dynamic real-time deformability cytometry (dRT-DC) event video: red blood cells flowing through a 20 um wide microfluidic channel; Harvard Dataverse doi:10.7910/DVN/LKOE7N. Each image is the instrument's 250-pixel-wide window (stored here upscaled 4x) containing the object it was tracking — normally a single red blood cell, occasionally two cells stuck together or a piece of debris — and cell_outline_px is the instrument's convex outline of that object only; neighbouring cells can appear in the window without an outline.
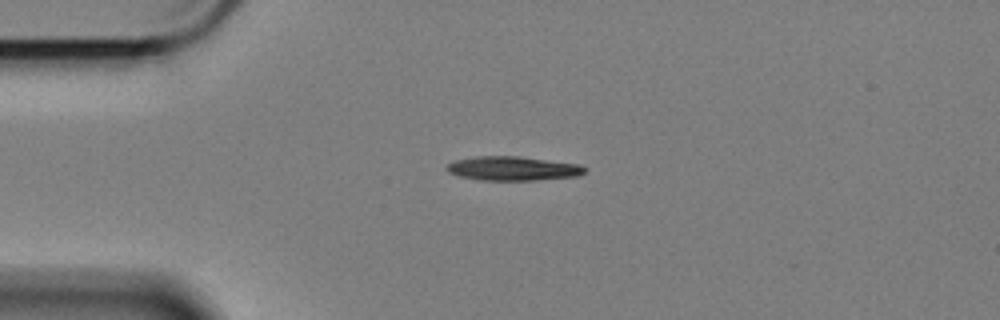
{"species": "Egyptian fruit bat (a non-hibernating species)", "species_latin": "Rousettus aegyptiacus", "temperature_condition": "cold", "stored_images_in_passage": 46, "camera_frame_rate_fps": 3000, "um_per_image_px": 0.085, "animal": {"sex": "female"}, "frame": {"image": 1, "passage_image": 1, "time_ms": 0.0, "image_size_px": [1000, 320], "cell_outline_px": [[588, 168], [580, 176], [536, 180], [480, 180], [460, 176], [448, 172], [444, 168], [448, 164], [456, 160], [476, 156], [516, 156], [580, 164]], "centroid_in_image_um": [43.61, 14.32], "position_along_channel_um": 41.4, "area_um2": 19.42}}
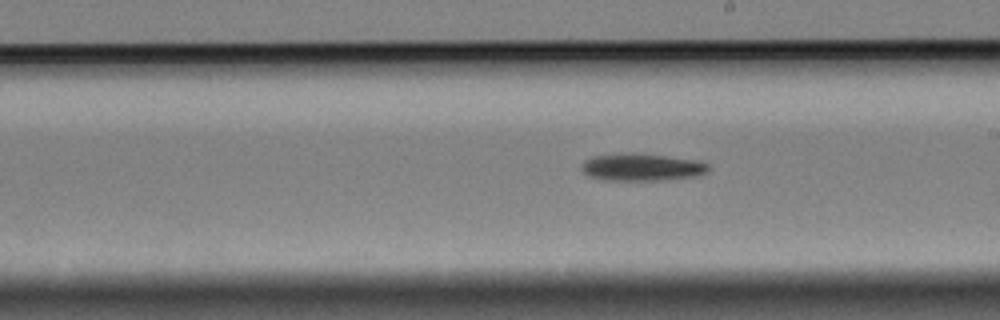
{"frame": {"image": 2, "passage_image": 20, "time_ms": 6.333, "image_size_px": [1000, 320], "cell_outline_px": [[708, 172], [696, 176], [672, 180], [604, 180], [588, 176], [580, 168], [584, 160], [592, 156], [664, 156], [700, 160], [708, 164]], "centroid_in_image_um": [54.61, 14.27], "position_along_channel_um": 234.4, "area_um2": 19.42}}
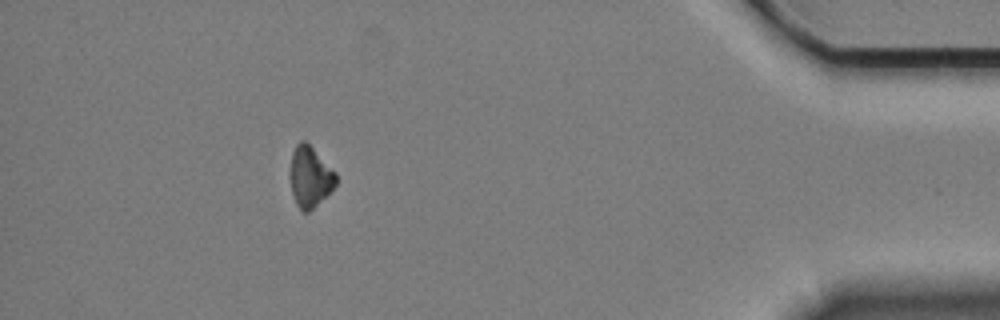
{"frame": {"image": 3, "passage_image": 40, "time_ms": 13.0, "image_size_px": [1000, 320], "cell_outline_px": [[336, 184], [308, 212], [304, 212], [296, 204], [292, 192], [288, 176], [292, 152], [296, 144], [300, 140], [304, 140], [336, 172]], "centroid_in_image_um": [26.3, 15.0], "position_along_channel_um": 408.9, "area_um2": 16.01}, "authors_computed_cell_mechanics": {"area_um2": 18.9295, "velocity_mm_per_s": 3.3955, "shape_relaxation_time_tau1_ms": 2.1446, "shape_relaxation_time_tau2_ms": null, "deformation_change_tau1": 0.119, "deformation_change_tau2": null}}